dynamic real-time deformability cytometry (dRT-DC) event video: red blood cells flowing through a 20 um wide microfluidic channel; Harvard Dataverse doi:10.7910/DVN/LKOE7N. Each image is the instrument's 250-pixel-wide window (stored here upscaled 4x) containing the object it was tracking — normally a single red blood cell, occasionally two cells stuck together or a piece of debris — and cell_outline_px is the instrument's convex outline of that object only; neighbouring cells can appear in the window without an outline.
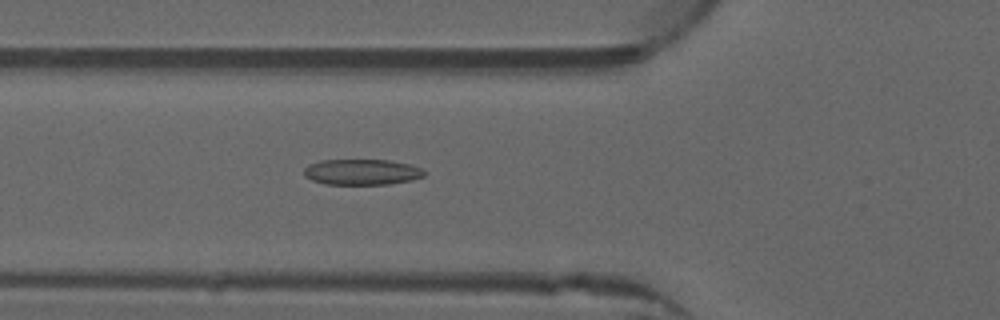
{"species": "common noctule bat (a hibernating species)", "species_latin": "Nyctalus noctula", "temperature_condition": "warm", "stored_images_in_passage": 52, "camera_frame_rate_fps": 3000, "um_per_image_px": 0.085, "animal": {"sex": "male", "forearm_length_mm": 52.5}, "frame": {"image": 1, "passage_image": 19, "time_ms": 6.0, "image_size_px": [1000, 320], "cell_outline_px": [[424, 176], [412, 180], [388, 184], [324, 184], [312, 180], [304, 176], [304, 168], [308, 164], [320, 160], [388, 160], [412, 164], [420, 168], [424, 172]], "centroid_in_image_um": [30.73, 14.61], "position_along_channel_um": 95.1, "area_um2": 18.09}}
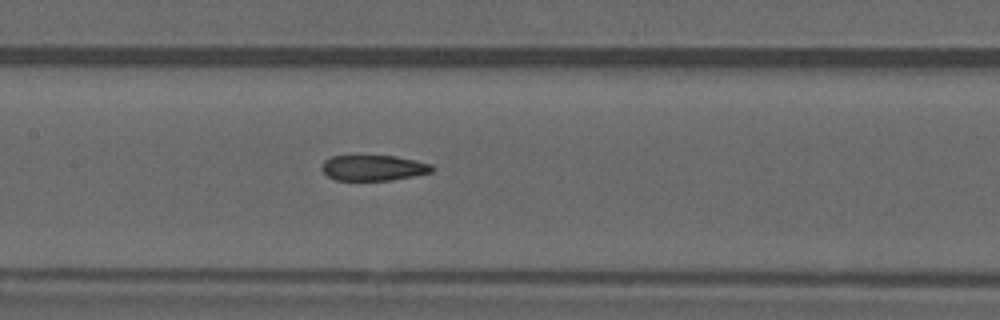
{"frame": {"image": 2, "passage_image": 25, "time_ms": 8.0, "image_size_px": [1000, 320], "cell_outline_px": [[436, 168], [432, 172], [412, 176], [388, 180], [336, 180], [328, 176], [320, 168], [324, 160], [332, 156], [396, 156], [416, 160], [432, 164]], "centroid_in_image_um": [31.75, 14.26], "position_along_channel_um": 175.6, "area_um2": 16.42}}
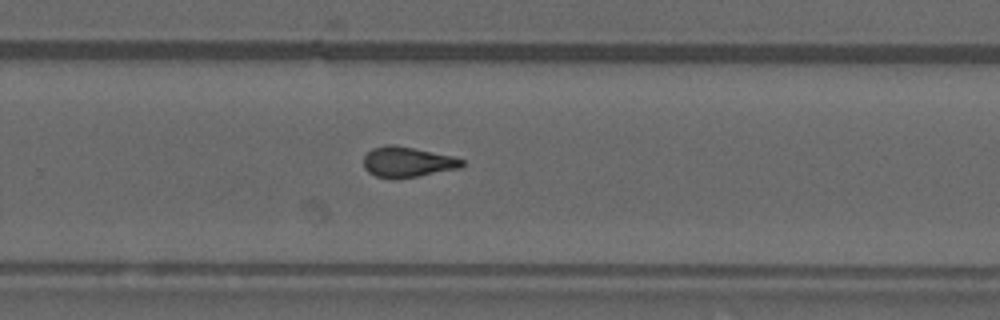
{"frame": {"image": 3, "passage_image": 34, "time_ms": 11.0, "image_size_px": [1000, 320], "cell_outline_px": [[464, 164], [460, 168], [396, 180], [392, 180], [376, 176], [368, 172], [364, 168], [364, 156], [372, 148], [388, 144], [396, 144], [452, 156], [464, 160]], "centroid_in_image_um": [34.6, 13.78], "position_along_channel_um": 295.2, "area_um2": 17.63}, "authors_computed_cell_mechanics": {"area_um2": 17.5712, "velocity_mm_per_s": 3.9946, "shape_relaxation_time_tau1_ms": null, "shape_relaxation_time_tau2_ms": 2.5792, "deformation_change_tau1": null, "deformation_change_tau2": 0.1166}}